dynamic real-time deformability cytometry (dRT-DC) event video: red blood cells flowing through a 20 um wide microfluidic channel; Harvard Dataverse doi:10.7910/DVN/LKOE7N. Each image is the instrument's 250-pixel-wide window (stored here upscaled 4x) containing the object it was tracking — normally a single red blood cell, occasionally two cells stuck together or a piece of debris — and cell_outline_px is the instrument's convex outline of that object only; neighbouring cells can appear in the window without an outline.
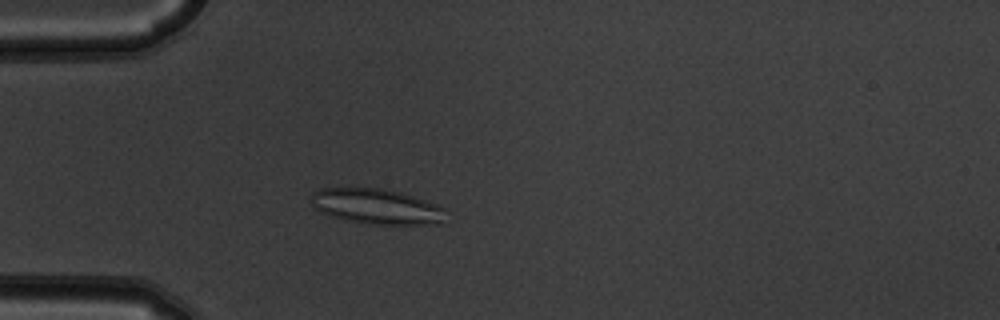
{"species": "common noctule bat (a hibernating species)", "species_latin": "Nyctalus noctula", "temperature_condition": "warm", "stored_images_in_passage": 4, "camera_frame_rate_fps": 3000, "um_per_image_px": 0.085, "animal": {"sex": "male", "body_mass_g": 19.5, "forearm_length_mm": 54.6}, "frame": {"image": 1, "passage_image": 4, "time_ms": 1.0, "image_size_px": [1000, 320], "cell_outline_px": [[444, 208], [440, 224], [372, 224], [348, 220], [332, 216], [320, 212], [312, 204], [312, 192], [320, 188], [384, 188], [400, 192], [436, 204]], "centroid_in_image_um": [31.97, 17.53], "position_along_channel_um": 53.0, "area_um2": 27.28}}